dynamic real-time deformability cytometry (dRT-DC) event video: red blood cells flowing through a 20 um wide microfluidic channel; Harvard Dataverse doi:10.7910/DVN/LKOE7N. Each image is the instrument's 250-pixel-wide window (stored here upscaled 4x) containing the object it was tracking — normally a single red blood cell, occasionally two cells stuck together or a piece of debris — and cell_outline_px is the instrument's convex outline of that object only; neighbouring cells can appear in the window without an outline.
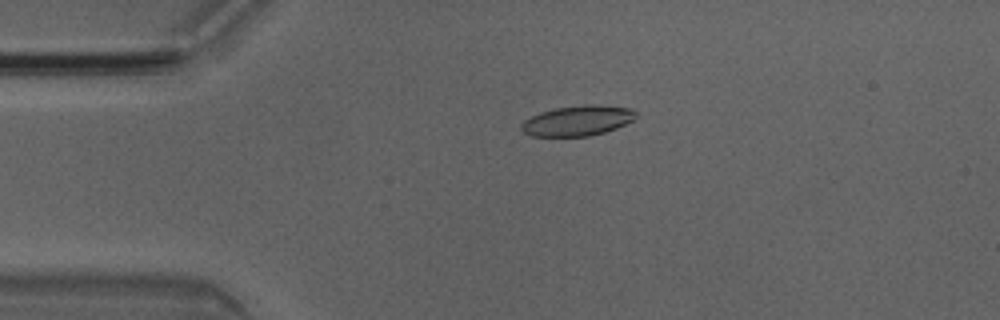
{"species": "Egyptian fruit bat (a non-hibernating species)", "species_latin": "Rousettus aegyptiacus", "temperature_condition": "room temperature", "stored_images_in_passage": 3, "camera_frame_rate_fps": 3000, "um_per_image_px": 0.085, "animal": {"sex": "male"}, "frame": {"image": 1, "passage_image": 2, "time_ms": 0.333, "image_size_px": [1000, 320], "cell_outline_px": [[636, 116], [632, 120], [616, 128], [604, 132], [588, 136], [532, 136], [524, 132], [520, 128], [520, 124], [524, 120], [540, 112], [552, 108], [584, 104], [592, 104], [632, 108], [636, 112]], "centroid_in_image_um": [49.07, 10.24], "position_along_channel_um": 35.9, "area_um2": 20.23}}